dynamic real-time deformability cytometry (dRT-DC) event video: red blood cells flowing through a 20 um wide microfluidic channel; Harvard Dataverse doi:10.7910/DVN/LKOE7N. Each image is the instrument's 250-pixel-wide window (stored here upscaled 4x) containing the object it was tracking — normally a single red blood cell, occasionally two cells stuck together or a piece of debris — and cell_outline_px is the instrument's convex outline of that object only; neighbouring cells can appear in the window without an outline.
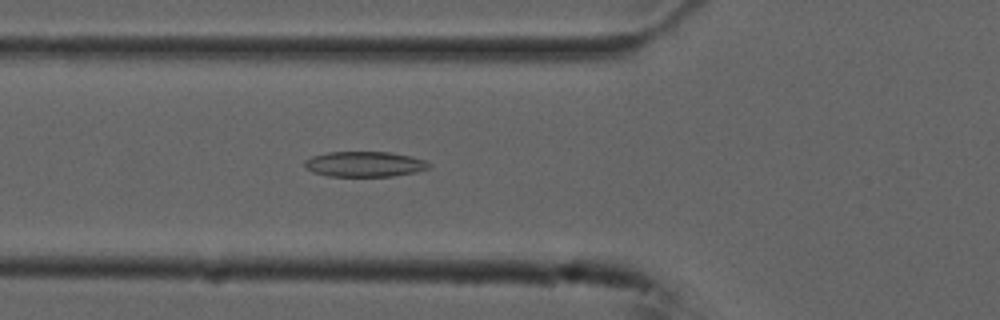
{"species": "common noctule bat (a hibernating species)", "species_latin": "Nyctalus noctula", "temperature_condition": "cold", "stored_images_in_passage": 51, "camera_frame_rate_fps": 3000, "um_per_image_px": 0.085, "animal": {"sex": "male", "forearm_length_mm": 52.5}, "frame": {"image": 1, "passage_image": 16, "time_ms": 5.0, "image_size_px": [1000, 320], "cell_outline_px": [[432, 164], [428, 168], [416, 172], [392, 176], [328, 176], [312, 172], [304, 164], [304, 160], [312, 156], [328, 152], [388, 152], [408, 156], [424, 160]], "centroid_in_image_um": [30.97, 13.95], "position_along_channel_um": 94.8, "area_um2": 18.21}}
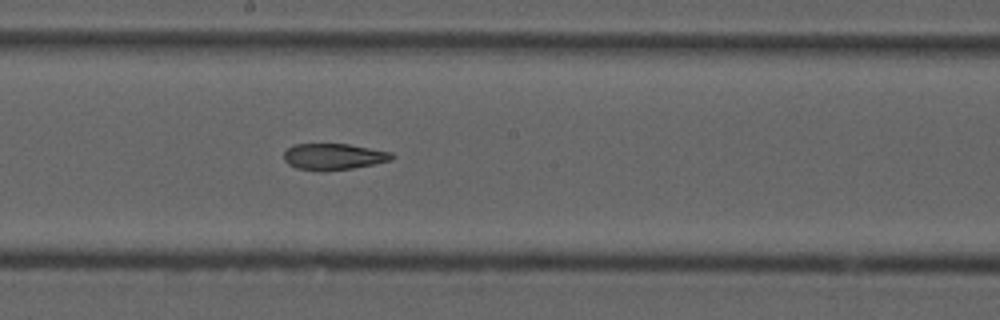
{"frame": {"image": 2, "passage_image": 26, "time_ms": 8.333, "image_size_px": [1000, 320], "cell_outline_px": [[396, 156], [392, 160], [352, 168], [324, 172], [320, 172], [296, 168], [288, 164], [284, 160], [284, 152], [288, 148], [296, 144], [348, 144], [392, 152]], "centroid_in_image_um": [28.35, 13.32], "position_along_channel_um": 219.8, "area_um2": 16.7}}
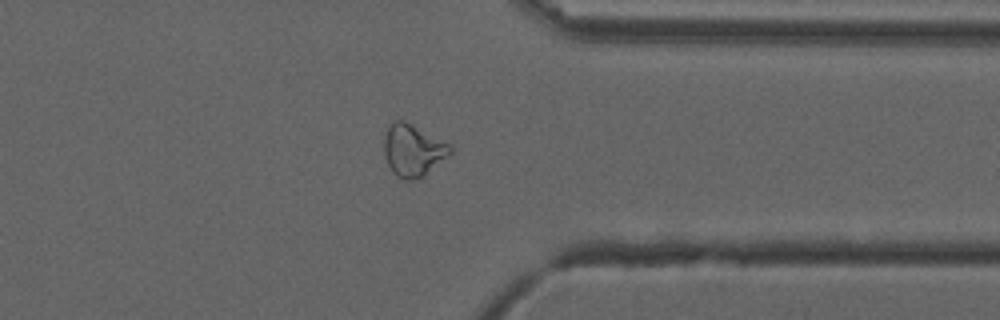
{"frame": {"image": 3, "passage_image": 39, "time_ms": 12.667, "image_size_px": [1000, 320], "cell_outline_px": [[452, 152], [424, 176], [412, 180], [404, 180], [396, 176], [392, 172], [388, 164], [384, 152], [384, 136], [388, 124], [392, 120], [400, 120], [452, 144]], "centroid_in_image_um": [35.09, 12.79], "position_along_channel_um": 376.3, "area_um2": 19.94}, "authors_computed_cell_mechanics": {"area_um2": 19.7676, "velocity_mm_per_s": 3.7417, "shape_relaxation_time_tau1_ms": null, "shape_relaxation_time_tau2_ms": 3.7314, "deformation_change_tau1": null, "deformation_change_tau2": 0.1217}}